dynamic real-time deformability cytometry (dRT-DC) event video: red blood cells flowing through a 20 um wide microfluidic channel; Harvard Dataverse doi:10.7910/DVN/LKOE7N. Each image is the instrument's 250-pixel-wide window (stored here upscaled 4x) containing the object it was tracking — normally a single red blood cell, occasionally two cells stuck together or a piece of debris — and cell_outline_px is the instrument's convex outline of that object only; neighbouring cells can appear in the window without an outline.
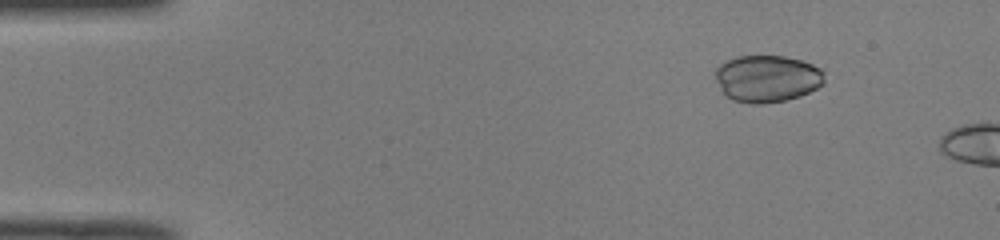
{"species": "common noctule bat (a hibernating species)", "species_latin": "Nyctalus noctula", "temperature_condition": "room temperature", "stored_images_in_passage": 4, "camera_frame_rate_fps": 3000, "um_per_image_px": 0.085, "animal": {"sex": "male", "body_mass_g": 19.0, "forearm_length_mm": 50.8}, "frame": {"image": 1, "passage_image": 1, "time_ms": 0.0, "image_size_px": [1000, 240], "cell_outline_px": [[824, 84], [800, 96], [784, 100], [760, 104], [752, 104], [732, 100], [720, 88], [716, 80], [716, 68], [720, 64], [728, 60], [740, 56], [784, 56], [800, 60], [812, 64], [820, 68], [824, 72]], "centroid_in_image_um": [65.22, 6.68], "position_along_channel_um": 19.8, "area_um2": 29.71}}